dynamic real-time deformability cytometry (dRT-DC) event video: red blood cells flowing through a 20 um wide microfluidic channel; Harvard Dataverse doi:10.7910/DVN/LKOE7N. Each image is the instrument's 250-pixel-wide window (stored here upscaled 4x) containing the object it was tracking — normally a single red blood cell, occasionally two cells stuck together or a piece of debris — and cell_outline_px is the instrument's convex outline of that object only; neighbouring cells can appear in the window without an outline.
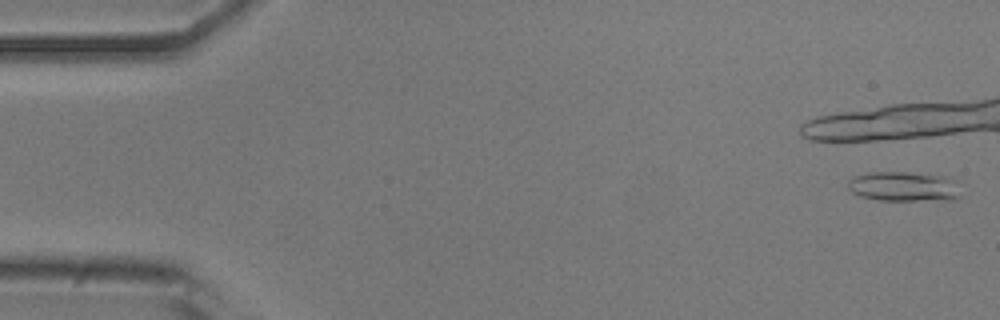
{"species": "common noctule bat (a hibernating species)", "species_latin": "Nyctalus noctula", "temperature_condition": "room temperature", "stored_images_in_passage": 8, "camera_frame_rate_fps": 3000, "um_per_image_px": 0.085, "animal": {"sex": "male", "body_mass_g": 20.5, "forearm_length_mm": 52.5}, "frame": {"image": 1, "passage_image": 1, "time_ms": 0.0, "image_size_px": [1000, 320], "cell_outline_px": [[960, 196], [952, 200], [880, 200], [860, 196], [852, 192], [848, 188], [848, 180], [852, 176], [868, 172], [908, 172], [940, 176], [956, 180]], "centroid_in_image_um": [76.79, 15.85], "position_along_channel_um": 8.2, "area_um2": 19.59}}